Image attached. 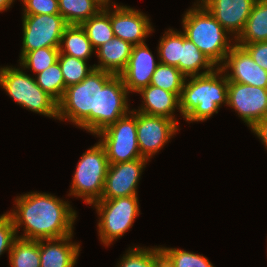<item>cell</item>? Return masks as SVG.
<instances>
[{
	"instance_id": "cell-1",
	"label": "cell",
	"mask_w": 267,
	"mask_h": 267,
	"mask_svg": "<svg viewBox=\"0 0 267 267\" xmlns=\"http://www.w3.org/2000/svg\"><path fill=\"white\" fill-rule=\"evenodd\" d=\"M14 208L6 212L12 219L18 238L26 240L58 239L73 235L77 212L69 201L50 193L28 192L14 199ZM23 226V234L19 229Z\"/></svg>"
},
{
	"instance_id": "cell-2",
	"label": "cell",
	"mask_w": 267,
	"mask_h": 267,
	"mask_svg": "<svg viewBox=\"0 0 267 267\" xmlns=\"http://www.w3.org/2000/svg\"><path fill=\"white\" fill-rule=\"evenodd\" d=\"M188 78V79H187ZM228 80L216 67L212 72L186 77L180 95V114L188 123L204 122L228 104Z\"/></svg>"
},
{
	"instance_id": "cell-3",
	"label": "cell",
	"mask_w": 267,
	"mask_h": 267,
	"mask_svg": "<svg viewBox=\"0 0 267 267\" xmlns=\"http://www.w3.org/2000/svg\"><path fill=\"white\" fill-rule=\"evenodd\" d=\"M114 75L95 68L84 80L68 86L58 101V120H68L96 135L98 87H104Z\"/></svg>"
},
{
	"instance_id": "cell-4",
	"label": "cell",
	"mask_w": 267,
	"mask_h": 267,
	"mask_svg": "<svg viewBox=\"0 0 267 267\" xmlns=\"http://www.w3.org/2000/svg\"><path fill=\"white\" fill-rule=\"evenodd\" d=\"M185 36L192 41L209 60L219 67L225 56L236 44L221 24L198 0L187 9L182 18ZM231 36V37H230ZM234 40V41H232Z\"/></svg>"
},
{
	"instance_id": "cell-5",
	"label": "cell",
	"mask_w": 267,
	"mask_h": 267,
	"mask_svg": "<svg viewBox=\"0 0 267 267\" xmlns=\"http://www.w3.org/2000/svg\"><path fill=\"white\" fill-rule=\"evenodd\" d=\"M0 86L21 107L58 120V102L43 91L34 76L26 74L22 67H0Z\"/></svg>"
},
{
	"instance_id": "cell-6",
	"label": "cell",
	"mask_w": 267,
	"mask_h": 267,
	"mask_svg": "<svg viewBox=\"0 0 267 267\" xmlns=\"http://www.w3.org/2000/svg\"><path fill=\"white\" fill-rule=\"evenodd\" d=\"M109 165L104 147L95 143L77 163L68 196L80 198L90 206L100 200Z\"/></svg>"
},
{
	"instance_id": "cell-7",
	"label": "cell",
	"mask_w": 267,
	"mask_h": 267,
	"mask_svg": "<svg viewBox=\"0 0 267 267\" xmlns=\"http://www.w3.org/2000/svg\"><path fill=\"white\" fill-rule=\"evenodd\" d=\"M137 196L100 199L91 204L99 216L97 228L102 244L110 246L132 228L135 219L141 214Z\"/></svg>"
},
{
	"instance_id": "cell-8",
	"label": "cell",
	"mask_w": 267,
	"mask_h": 267,
	"mask_svg": "<svg viewBox=\"0 0 267 267\" xmlns=\"http://www.w3.org/2000/svg\"><path fill=\"white\" fill-rule=\"evenodd\" d=\"M104 147L109 164H117L143 158L137 141L136 111L127 115L96 134Z\"/></svg>"
},
{
	"instance_id": "cell-9",
	"label": "cell",
	"mask_w": 267,
	"mask_h": 267,
	"mask_svg": "<svg viewBox=\"0 0 267 267\" xmlns=\"http://www.w3.org/2000/svg\"><path fill=\"white\" fill-rule=\"evenodd\" d=\"M67 25L60 14L23 15V39L19 58L39 48L59 47Z\"/></svg>"
},
{
	"instance_id": "cell-10",
	"label": "cell",
	"mask_w": 267,
	"mask_h": 267,
	"mask_svg": "<svg viewBox=\"0 0 267 267\" xmlns=\"http://www.w3.org/2000/svg\"><path fill=\"white\" fill-rule=\"evenodd\" d=\"M136 126L140 154L149 161L179 130V125L172 119L138 111H136Z\"/></svg>"
},
{
	"instance_id": "cell-11",
	"label": "cell",
	"mask_w": 267,
	"mask_h": 267,
	"mask_svg": "<svg viewBox=\"0 0 267 267\" xmlns=\"http://www.w3.org/2000/svg\"><path fill=\"white\" fill-rule=\"evenodd\" d=\"M252 129L267 117V89L243 83L228 82V104Z\"/></svg>"
},
{
	"instance_id": "cell-12",
	"label": "cell",
	"mask_w": 267,
	"mask_h": 267,
	"mask_svg": "<svg viewBox=\"0 0 267 267\" xmlns=\"http://www.w3.org/2000/svg\"><path fill=\"white\" fill-rule=\"evenodd\" d=\"M128 95L120 75H114L104 87H98L97 133L131 111Z\"/></svg>"
},
{
	"instance_id": "cell-13",
	"label": "cell",
	"mask_w": 267,
	"mask_h": 267,
	"mask_svg": "<svg viewBox=\"0 0 267 267\" xmlns=\"http://www.w3.org/2000/svg\"><path fill=\"white\" fill-rule=\"evenodd\" d=\"M148 161L143 157L128 162L110 164L101 199L138 195L139 180Z\"/></svg>"
},
{
	"instance_id": "cell-14",
	"label": "cell",
	"mask_w": 267,
	"mask_h": 267,
	"mask_svg": "<svg viewBox=\"0 0 267 267\" xmlns=\"http://www.w3.org/2000/svg\"><path fill=\"white\" fill-rule=\"evenodd\" d=\"M111 26L116 38H121L132 45L146 43V38L154 31L147 15L118 3L111 5Z\"/></svg>"
},
{
	"instance_id": "cell-15",
	"label": "cell",
	"mask_w": 267,
	"mask_h": 267,
	"mask_svg": "<svg viewBox=\"0 0 267 267\" xmlns=\"http://www.w3.org/2000/svg\"><path fill=\"white\" fill-rule=\"evenodd\" d=\"M219 68L230 82L267 89V71L256 64L242 46L235 44Z\"/></svg>"
},
{
	"instance_id": "cell-16",
	"label": "cell",
	"mask_w": 267,
	"mask_h": 267,
	"mask_svg": "<svg viewBox=\"0 0 267 267\" xmlns=\"http://www.w3.org/2000/svg\"><path fill=\"white\" fill-rule=\"evenodd\" d=\"M233 38L243 32L256 0H198Z\"/></svg>"
},
{
	"instance_id": "cell-17",
	"label": "cell",
	"mask_w": 267,
	"mask_h": 267,
	"mask_svg": "<svg viewBox=\"0 0 267 267\" xmlns=\"http://www.w3.org/2000/svg\"><path fill=\"white\" fill-rule=\"evenodd\" d=\"M146 43L133 45L126 68L119 74L129 93H138L150 85L151 77L159 61H155Z\"/></svg>"
},
{
	"instance_id": "cell-18",
	"label": "cell",
	"mask_w": 267,
	"mask_h": 267,
	"mask_svg": "<svg viewBox=\"0 0 267 267\" xmlns=\"http://www.w3.org/2000/svg\"><path fill=\"white\" fill-rule=\"evenodd\" d=\"M73 235L58 239H40V267H74L81 246L72 241Z\"/></svg>"
},
{
	"instance_id": "cell-19",
	"label": "cell",
	"mask_w": 267,
	"mask_h": 267,
	"mask_svg": "<svg viewBox=\"0 0 267 267\" xmlns=\"http://www.w3.org/2000/svg\"><path fill=\"white\" fill-rule=\"evenodd\" d=\"M142 97L141 107L135 111L148 115L163 116L174 120L176 119L175 111L180 113V98L176 93L148 85L138 92Z\"/></svg>"
},
{
	"instance_id": "cell-20",
	"label": "cell",
	"mask_w": 267,
	"mask_h": 267,
	"mask_svg": "<svg viewBox=\"0 0 267 267\" xmlns=\"http://www.w3.org/2000/svg\"><path fill=\"white\" fill-rule=\"evenodd\" d=\"M133 45L121 38L114 37L95 50L99 62L96 69L119 75L127 66Z\"/></svg>"
},
{
	"instance_id": "cell-21",
	"label": "cell",
	"mask_w": 267,
	"mask_h": 267,
	"mask_svg": "<svg viewBox=\"0 0 267 267\" xmlns=\"http://www.w3.org/2000/svg\"><path fill=\"white\" fill-rule=\"evenodd\" d=\"M216 66L181 31V59L179 70L186 76H198L212 72ZM203 69V71H201Z\"/></svg>"
},
{
	"instance_id": "cell-22",
	"label": "cell",
	"mask_w": 267,
	"mask_h": 267,
	"mask_svg": "<svg viewBox=\"0 0 267 267\" xmlns=\"http://www.w3.org/2000/svg\"><path fill=\"white\" fill-rule=\"evenodd\" d=\"M94 51V52H93ZM59 52L88 61L95 53L86 31L81 25L71 24L64 29L59 46Z\"/></svg>"
},
{
	"instance_id": "cell-23",
	"label": "cell",
	"mask_w": 267,
	"mask_h": 267,
	"mask_svg": "<svg viewBox=\"0 0 267 267\" xmlns=\"http://www.w3.org/2000/svg\"><path fill=\"white\" fill-rule=\"evenodd\" d=\"M236 44L267 41V0H256Z\"/></svg>"
},
{
	"instance_id": "cell-24",
	"label": "cell",
	"mask_w": 267,
	"mask_h": 267,
	"mask_svg": "<svg viewBox=\"0 0 267 267\" xmlns=\"http://www.w3.org/2000/svg\"><path fill=\"white\" fill-rule=\"evenodd\" d=\"M81 26L96 50L99 46L112 40L115 35L111 26V5L104 6L95 16L84 21Z\"/></svg>"
},
{
	"instance_id": "cell-25",
	"label": "cell",
	"mask_w": 267,
	"mask_h": 267,
	"mask_svg": "<svg viewBox=\"0 0 267 267\" xmlns=\"http://www.w3.org/2000/svg\"><path fill=\"white\" fill-rule=\"evenodd\" d=\"M60 15L68 25H81L104 6L97 0H58Z\"/></svg>"
},
{
	"instance_id": "cell-26",
	"label": "cell",
	"mask_w": 267,
	"mask_h": 267,
	"mask_svg": "<svg viewBox=\"0 0 267 267\" xmlns=\"http://www.w3.org/2000/svg\"><path fill=\"white\" fill-rule=\"evenodd\" d=\"M117 267H163V256L160 246L129 247Z\"/></svg>"
},
{
	"instance_id": "cell-27",
	"label": "cell",
	"mask_w": 267,
	"mask_h": 267,
	"mask_svg": "<svg viewBox=\"0 0 267 267\" xmlns=\"http://www.w3.org/2000/svg\"><path fill=\"white\" fill-rule=\"evenodd\" d=\"M8 257L10 267H40L38 240L17 238Z\"/></svg>"
},
{
	"instance_id": "cell-28",
	"label": "cell",
	"mask_w": 267,
	"mask_h": 267,
	"mask_svg": "<svg viewBox=\"0 0 267 267\" xmlns=\"http://www.w3.org/2000/svg\"><path fill=\"white\" fill-rule=\"evenodd\" d=\"M163 267H214L202 254L180 248L161 247Z\"/></svg>"
},
{
	"instance_id": "cell-29",
	"label": "cell",
	"mask_w": 267,
	"mask_h": 267,
	"mask_svg": "<svg viewBox=\"0 0 267 267\" xmlns=\"http://www.w3.org/2000/svg\"><path fill=\"white\" fill-rule=\"evenodd\" d=\"M185 80L186 76L177 67L159 63L150 85L176 93L180 97Z\"/></svg>"
},
{
	"instance_id": "cell-30",
	"label": "cell",
	"mask_w": 267,
	"mask_h": 267,
	"mask_svg": "<svg viewBox=\"0 0 267 267\" xmlns=\"http://www.w3.org/2000/svg\"><path fill=\"white\" fill-rule=\"evenodd\" d=\"M159 63L177 67L181 59V31L168 29L163 33L157 48Z\"/></svg>"
},
{
	"instance_id": "cell-31",
	"label": "cell",
	"mask_w": 267,
	"mask_h": 267,
	"mask_svg": "<svg viewBox=\"0 0 267 267\" xmlns=\"http://www.w3.org/2000/svg\"><path fill=\"white\" fill-rule=\"evenodd\" d=\"M59 47H44L25 53L19 59L23 70L38 74L58 61Z\"/></svg>"
},
{
	"instance_id": "cell-32",
	"label": "cell",
	"mask_w": 267,
	"mask_h": 267,
	"mask_svg": "<svg viewBox=\"0 0 267 267\" xmlns=\"http://www.w3.org/2000/svg\"><path fill=\"white\" fill-rule=\"evenodd\" d=\"M58 62L64 78L65 89L84 80L95 67L89 66L88 61L59 53Z\"/></svg>"
},
{
	"instance_id": "cell-33",
	"label": "cell",
	"mask_w": 267,
	"mask_h": 267,
	"mask_svg": "<svg viewBox=\"0 0 267 267\" xmlns=\"http://www.w3.org/2000/svg\"><path fill=\"white\" fill-rule=\"evenodd\" d=\"M35 75L37 85L58 102L65 91L64 78L59 62L57 61L44 71Z\"/></svg>"
},
{
	"instance_id": "cell-34",
	"label": "cell",
	"mask_w": 267,
	"mask_h": 267,
	"mask_svg": "<svg viewBox=\"0 0 267 267\" xmlns=\"http://www.w3.org/2000/svg\"><path fill=\"white\" fill-rule=\"evenodd\" d=\"M17 238L11 217L7 213H3L0 215V257L7 251L9 255L12 245Z\"/></svg>"
},
{
	"instance_id": "cell-35",
	"label": "cell",
	"mask_w": 267,
	"mask_h": 267,
	"mask_svg": "<svg viewBox=\"0 0 267 267\" xmlns=\"http://www.w3.org/2000/svg\"><path fill=\"white\" fill-rule=\"evenodd\" d=\"M22 15L60 14L58 0H20Z\"/></svg>"
},
{
	"instance_id": "cell-36",
	"label": "cell",
	"mask_w": 267,
	"mask_h": 267,
	"mask_svg": "<svg viewBox=\"0 0 267 267\" xmlns=\"http://www.w3.org/2000/svg\"><path fill=\"white\" fill-rule=\"evenodd\" d=\"M237 45L242 46L254 62L267 71V41Z\"/></svg>"
},
{
	"instance_id": "cell-37",
	"label": "cell",
	"mask_w": 267,
	"mask_h": 267,
	"mask_svg": "<svg viewBox=\"0 0 267 267\" xmlns=\"http://www.w3.org/2000/svg\"><path fill=\"white\" fill-rule=\"evenodd\" d=\"M251 131L262 141L267 150V117L259 121Z\"/></svg>"
},
{
	"instance_id": "cell-38",
	"label": "cell",
	"mask_w": 267,
	"mask_h": 267,
	"mask_svg": "<svg viewBox=\"0 0 267 267\" xmlns=\"http://www.w3.org/2000/svg\"><path fill=\"white\" fill-rule=\"evenodd\" d=\"M15 0H0V13L10 9Z\"/></svg>"
},
{
	"instance_id": "cell-39",
	"label": "cell",
	"mask_w": 267,
	"mask_h": 267,
	"mask_svg": "<svg viewBox=\"0 0 267 267\" xmlns=\"http://www.w3.org/2000/svg\"><path fill=\"white\" fill-rule=\"evenodd\" d=\"M97 1H99L103 6L116 5V3L112 2L111 0H97Z\"/></svg>"
}]
</instances>
